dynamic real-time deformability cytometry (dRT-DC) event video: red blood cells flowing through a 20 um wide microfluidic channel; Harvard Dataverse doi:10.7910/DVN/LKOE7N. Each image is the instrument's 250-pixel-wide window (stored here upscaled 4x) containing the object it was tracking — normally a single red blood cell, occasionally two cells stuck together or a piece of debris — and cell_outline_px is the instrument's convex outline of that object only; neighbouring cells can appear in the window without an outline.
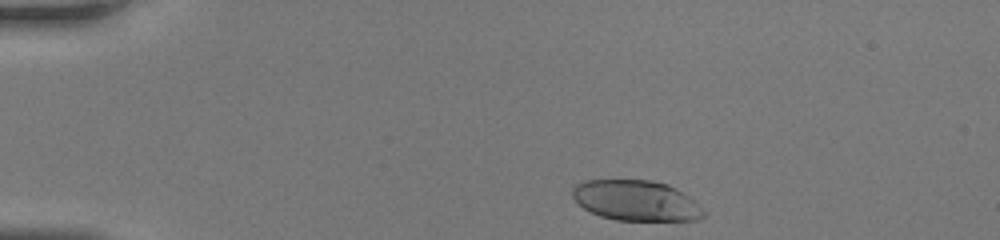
{"species": "human", "species_latin": "Homo sapiens", "temperature_condition": "room temperature", "stored_images_in_passage": 32, "camera_frame_rate_fps": 3000, "um_per_image_px": 0.085, "donor": {"sex": "female"}, "frame": {"image": 1, "passage_image": 1, "time_ms": 0.0, "image_size_px": [1000, 240], "cell_outline_px": [[704, 216], [696, 220], [616, 220], [600, 216], [584, 208], [572, 196], [572, 188], [576, 184], [584, 180], [652, 180], [668, 184], [688, 196], [704, 212]], "centroid_in_image_um": [54.03, 17.04], "position_along_channel_um": 31.0, "area_um2": 30.58}}
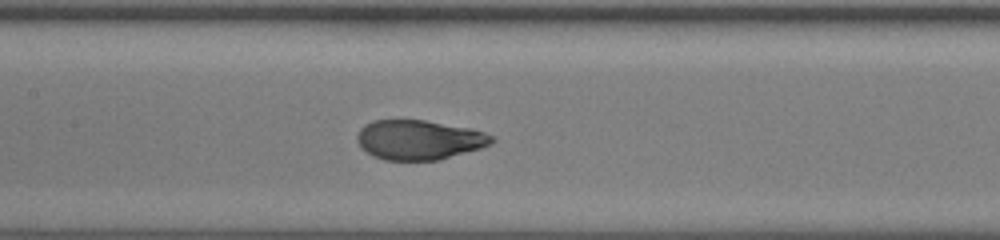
{"frame": {"image": 2, "passage_image": 15, "time_ms": 4.667, "image_size_px": [1000, 240], "cell_outline_px": [[496, 140], [492, 144], [480, 148], [440, 160], [384, 160], [372, 156], [356, 140], [356, 136], [360, 128], [364, 124], [372, 120], [424, 120], [472, 128], [496, 136]], "centroid_in_image_um": [35.65, 11.88], "position_along_channel_um": 171.7, "area_um2": 31.33}}
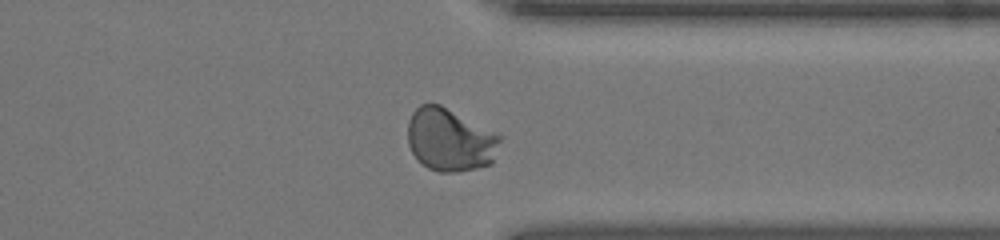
{"frame": {"image": 3, "passage_image": 28, "time_ms": 9.0, "image_size_px": [1000, 240], "cell_outline_px": [[504, 136], [492, 164], [476, 168], [456, 172], [440, 172], [428, 168], [412, 152], [408, 144], [408, 120], [412, 112], [420, 104], [440, 104]], "centroid_in_image_um": [38.29, 11.88], "position_along_channel_um": 373.1, "area_um2": 34.04}}